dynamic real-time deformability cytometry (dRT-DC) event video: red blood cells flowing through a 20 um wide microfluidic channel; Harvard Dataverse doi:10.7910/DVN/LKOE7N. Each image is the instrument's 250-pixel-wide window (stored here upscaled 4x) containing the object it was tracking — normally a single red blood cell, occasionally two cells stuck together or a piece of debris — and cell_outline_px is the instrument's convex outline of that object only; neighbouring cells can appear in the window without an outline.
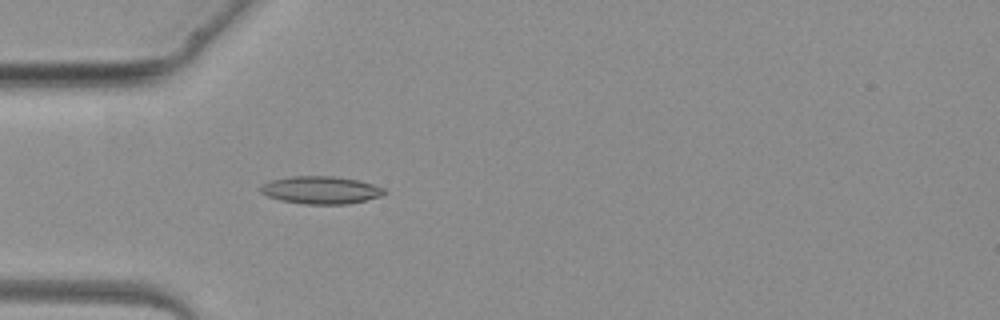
{"species": "common noctule bat (a hibernating species)", "species_latin": "Nyctalus noctula", "temperature_condition": "warm", "stored_images_in_passage": 2, "camera_frame_rate_fps": 3000, "um_per_image_px": 0.085, "animal": {"sex": "female", "body_mass_g": 19.3, "forearm_length_mm": 54.1}, "frame": {"image": 1, "passage_image": 2, "time_ms": 1.0, "image_size_px": [1000, 320], "cell_outline_px": [[388, 192], [380, 196], [348, 204], [304, 204], [280, 200], [268, 196], [260, 192], [260, 184], [272, 180], [292, 176], [332, 176], [356, 180], [372, 184], [384, 188]], "centroid_in_image_um": [27.25, 16.15], "position_along_channel_um": 57.8, "area_um2": 19.83}}